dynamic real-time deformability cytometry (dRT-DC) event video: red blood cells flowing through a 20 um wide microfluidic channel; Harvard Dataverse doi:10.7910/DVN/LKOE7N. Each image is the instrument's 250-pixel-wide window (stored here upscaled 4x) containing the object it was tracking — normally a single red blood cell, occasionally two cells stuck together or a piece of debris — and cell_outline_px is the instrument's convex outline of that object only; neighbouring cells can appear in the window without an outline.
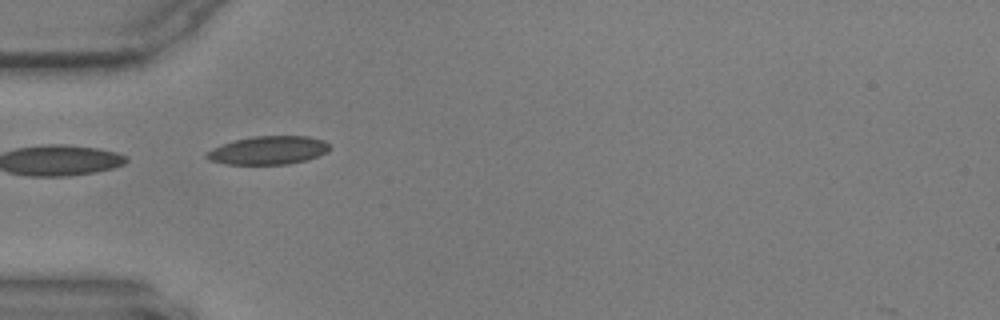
{"species": "common noctule bat (a hibernating species)", "species_latin": "Nyctalus noctula", "temperature_condition": "warm", "stored_images_in_passage": 9, "camera_frame_rate_fps": 3000, "um_per_image_px": 0.085, "animal": {"sex": "male", "body_mass_g": 17.9, "forearm_length_mm": 54.2}, "frame": {"image": 1, "passage_image": 1, "time_ms": 0.0, "image_size_px": [1000, 320], "cell_outline_px": [[332, 148], [328, 152], [308, 160], [288, 164], [224, 164], [208, 160], [204, 156], [204, 152], [212, 148], [236, 140], [252, 136], [308, 136], [324, 140]], "centroid_in_image_um": [22.81, 12.78], "position_along_channel_um": 62.2, "area_um2": 20.52}}